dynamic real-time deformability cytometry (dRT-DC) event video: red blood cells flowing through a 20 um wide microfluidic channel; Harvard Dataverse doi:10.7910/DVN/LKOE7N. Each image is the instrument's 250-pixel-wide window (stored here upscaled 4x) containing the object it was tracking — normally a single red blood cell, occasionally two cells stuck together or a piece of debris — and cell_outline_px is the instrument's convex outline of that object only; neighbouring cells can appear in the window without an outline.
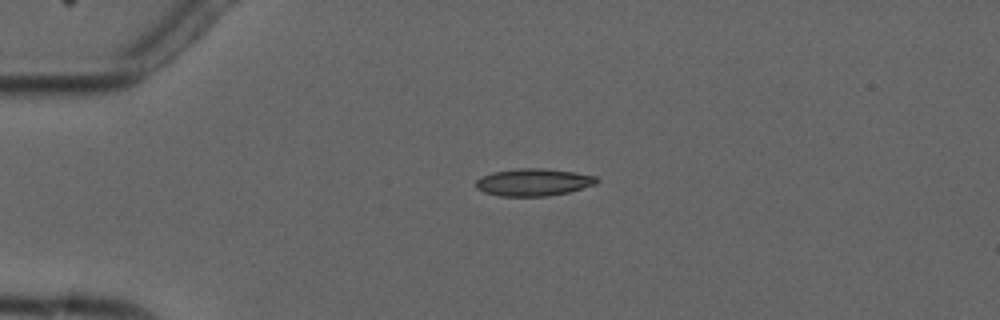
{"species": "common noctule bat (a hibernating species)", "species_latin": "Nyctalus noctula", "temperature_condition": "cold", "stored_images_in_passage": 5, "camera_frame_rate_fps": 3000, "um_per_image_px": 0.085, "animal": {"sex": "male", "forearm_length_mm": 52.5}, "frame": {"image": 1, "passage_image": 4, "time_ms": 3.667, "image_size_px": [1000, 320], "cell_outline_px": [[600, 180], [596, 184], [568, 192], [548, 196], [500, 196], [484, 192], [476, 188], [476, 180], [480, 176], [492, 172], [520, 168], [544, 168], [576, 172], [596, 176]], "centroid_in_image_um": [45.35, 15.48], "position_along_channel_um": 39.7, "area_um2": 19.36}}